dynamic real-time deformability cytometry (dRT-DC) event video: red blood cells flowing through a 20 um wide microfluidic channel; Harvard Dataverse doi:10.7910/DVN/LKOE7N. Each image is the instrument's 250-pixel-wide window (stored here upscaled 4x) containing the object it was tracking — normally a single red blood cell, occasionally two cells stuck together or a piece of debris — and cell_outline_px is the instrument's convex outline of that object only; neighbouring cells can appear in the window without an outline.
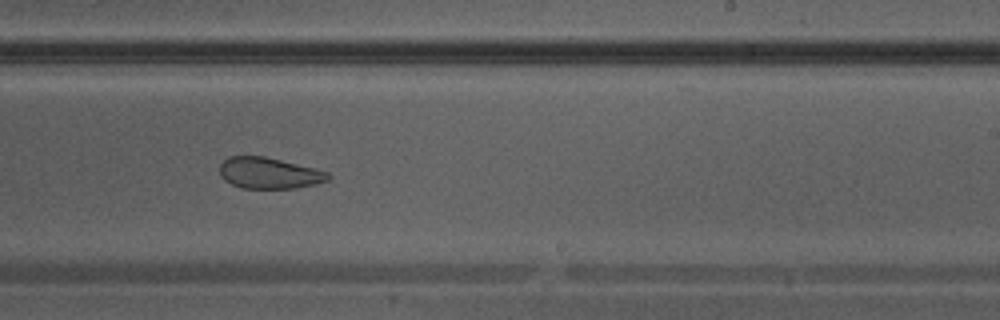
{"species": "Egyptian fruit bat (a non-hibernating species)", "species_latin": "Rousettus aegyptiacus", "temperature_condition": "warm", "stored_images_in_passage": 37, "camera_frame_rate_fps": 3000, "um_per_image_px": 0.085, "animal": {"sex": "male"}, "frame": {"image": 1, "passage_image": 22, "time_ms": 7.0, "image_size_px": [1000, 320], "cell_outline_px": [[332, 176], [328, 180], [296, 188], [240, 188], [224, 180], [220, 176], [220, 164], [228, 156], [264, 156], [316, 168], [328, 172]], "centroid_in_image_um": [22.86, 14.71], "position_along_channel_um": 266.1, "area_um2": 19.71}}